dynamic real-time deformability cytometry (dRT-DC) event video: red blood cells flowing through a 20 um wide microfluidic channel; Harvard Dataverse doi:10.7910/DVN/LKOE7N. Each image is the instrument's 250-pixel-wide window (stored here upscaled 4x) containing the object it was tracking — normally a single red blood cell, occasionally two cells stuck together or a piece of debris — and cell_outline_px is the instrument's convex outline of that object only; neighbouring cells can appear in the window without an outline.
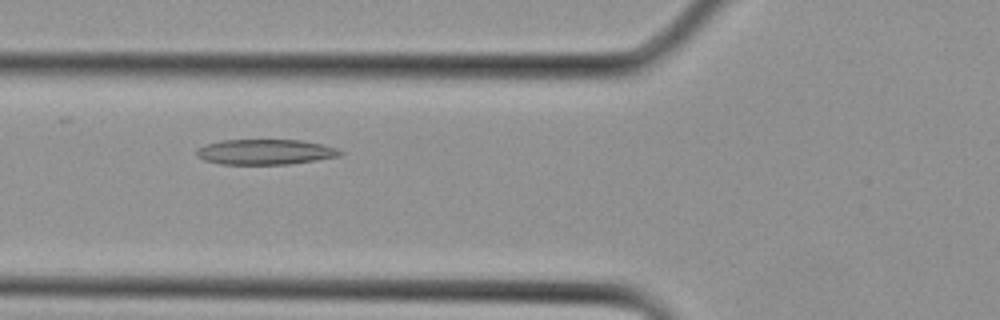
{"species": "Egyptian fruit bat (a non-hibernating species)", "species_latin": "Rousettus aegyptiacus", "temperature_condition": "cold", "stored_images_in_passage": 14, "camera_frame_rate_fps": 3000, "um_per_image_px": 0.085, "animal": {"sex": "female"}, "frame": {"image": 1, "passage_image": 5, "time_ms": 1.333, "image_size_px": [1000, 320], "cell_outline_px": [[344, 152], [340, 156], [316, 160], [288, 164], [220, 164], [204, 160], [196, 156], [196, 148], [204, 144], [224, 140], [300, 140], [320, 144], [336, 148]], "centroid_in_image_um": [22.5, 12.91], "position_along_channel_um": 103.3, "area_um2": 21.15}}
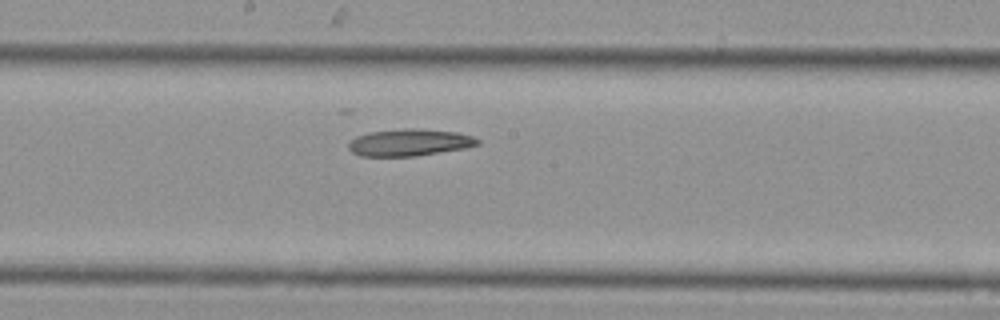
{"frame": {"image": 2, "passage_image": 10, "time_ms": 3.0, "image_size_px": [1000, 320], "cell_outline_px": [[480, 144], [464, 148], [416, 156], [360, 156], [352, 152], [348, 148], [348, 140], [356, 136], [368, 132], [404, 128], [412, 128], [456, 132], [472, 136], [480, 140]], "centroid_in_image_um": [34.75, 12.11], "position_along_channel_um": 213.4, "area_um2": 20.35}}
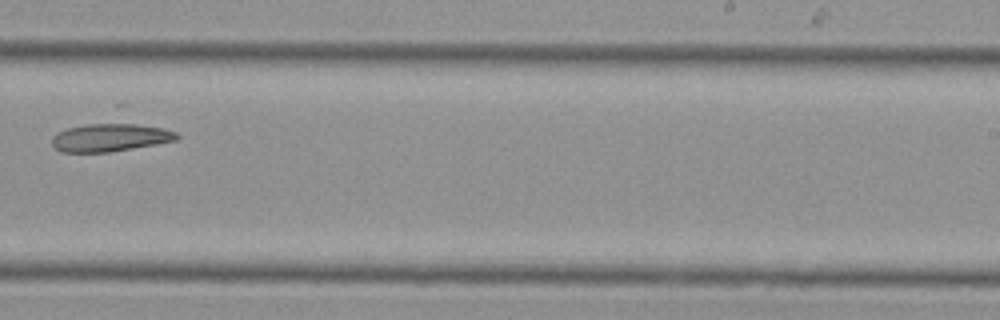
{"frame": {"image": 3, "passage_image": 13, "time_ms": 4.0, "image_size_px": [1000, 320], "cell_outline_px": [[180, 136], [176, 140], [156, 144], [112, 152], [60, 152], [52, 144], [52, 136], [56, 132], [68, 128], [88, 124], [116, 120], [124, 120], [164, 128], [176, 132]], "centroid_in_image_um": [9.4, 11.64], "position_along_channel_um": 279.6, "area_um2": 21.27}}